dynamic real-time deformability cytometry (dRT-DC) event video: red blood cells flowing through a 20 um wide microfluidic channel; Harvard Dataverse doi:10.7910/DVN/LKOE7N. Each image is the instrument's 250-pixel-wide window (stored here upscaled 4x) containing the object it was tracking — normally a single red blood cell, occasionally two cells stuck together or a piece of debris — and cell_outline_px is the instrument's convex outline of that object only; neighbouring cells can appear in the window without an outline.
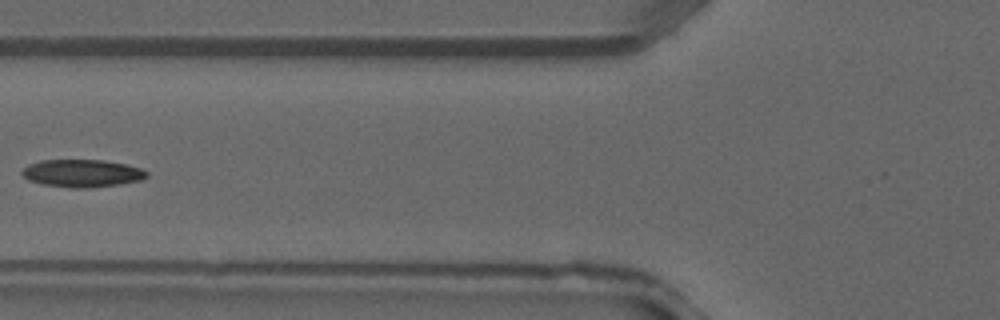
{"species": "common noctule bat (a hibernating species)", "species_latin": "Nyctalus noctula", "temperature_condition": "warm", "stored_images_in_passage": 3, "camera_frame_rate_fps": 3000, "um_per_image_px": 0.085, "animal": {"sex": "male", "forearm_length_mm": 52.5}, "frame": {"image": 1, "passage_image": 3, "time_ms": 0.667, "image_size_px": [1000, 320], "cell_outline_px": [[148, 176], [140, 180], [120, 184], [88, 188], [72, 188], [44, 184], [28, 180], [20, 172], [28, 164], [40, 160], [104, 160], [124, 164], [140, 168], [148, 172]], "centroid_in_image_um": [6.97, 14.72], "position_along_channel_um": 118.8, "area_um2": 20.0}}